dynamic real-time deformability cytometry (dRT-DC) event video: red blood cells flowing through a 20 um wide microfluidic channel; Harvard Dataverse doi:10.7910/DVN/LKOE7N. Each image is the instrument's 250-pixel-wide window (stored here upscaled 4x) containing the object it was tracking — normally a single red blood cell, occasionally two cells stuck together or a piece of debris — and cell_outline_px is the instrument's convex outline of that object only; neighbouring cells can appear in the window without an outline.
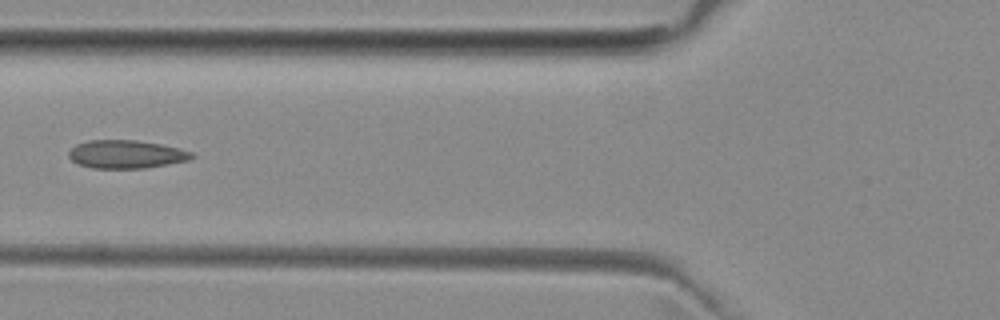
{"species": "common noctule bat (a hibernating species)", "species_latin": "Nyctalus noctula", "temperature_condition": "room temperature", "stored_images_in_passage": 3, "camera_frame_rate_fps": 3000, "um_per_image_px": 0.085, "animal": {"sex": "female", "body_mass_g": 29.2, "forearm_length_mm": 56.3}, "frame": {"image": 1, "passage_image": 3, "time_ms": 2.333, "image_size_px": [1000, 320], "cell_outline_px": [[196, 156], [188, 160], [144, 168], [92, 168], [76, 164], [68, 156], [68, 152], [76, 144], [88, 140], [136, 140], [160, 144], [180, 148], [192, 152]], "centroid_in_image_um": [10.7, 13.11], "position_along_channel_um": 115.1, "area_um2": 20.23}}